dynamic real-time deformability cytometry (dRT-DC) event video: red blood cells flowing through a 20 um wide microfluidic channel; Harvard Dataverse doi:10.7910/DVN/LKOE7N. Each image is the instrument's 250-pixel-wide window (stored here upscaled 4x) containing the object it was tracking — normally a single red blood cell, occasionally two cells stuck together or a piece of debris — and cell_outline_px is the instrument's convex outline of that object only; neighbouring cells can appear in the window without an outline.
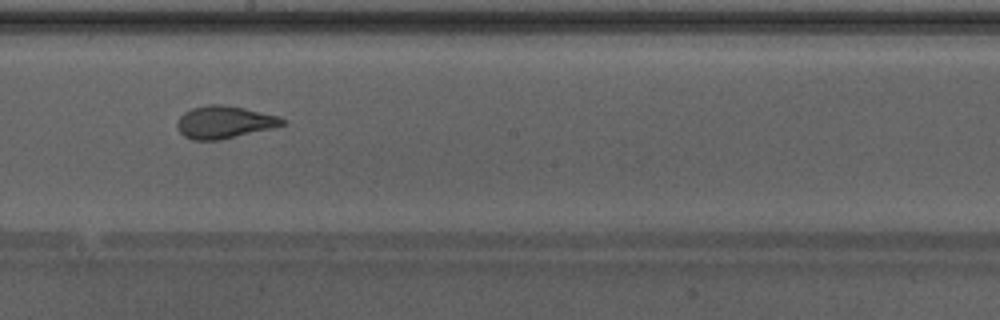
{"species": "Egyptian fruit bat (a non-hibernating species)", "species_latin": "Rousettus aegyptiacus", "temperature_condition": "warm", "stored_images_in_passage": 49, "camera_frame_rate_fps": 3000, "um_per_image_px": 0.085, "animal": {"sex": "male"}, "frame": {"image": 1, "passage_image": 28, "time_ms": 9.0, "image_size_px": [1000, 320], "cell_outline_px": [[284, 124], [272, 128], [220, 140], [192, 140], [184, 136], [180, 132], [176, 124], [180, 116], [184, 112], [192, 108], [208, 104], [224, 104], [244, 108], [280, 116], [284, 120]], "centroid_in_image_um": [19.04, 10.38], "position_along_channel_um": 229.2, "area_um2": 19.88}, "authors_computed_cell_mechanics": {"area_um2": 21.5594, "velocity_mm_per_s": 4.2907, "shape_relaxation_time_tau1_ms": 4.2056, "shape_relaxation_time_tau2_ms": 0.8754, "deformation_change_tau1": 0.1553, "deformation_change_tau2": 0.0629}}